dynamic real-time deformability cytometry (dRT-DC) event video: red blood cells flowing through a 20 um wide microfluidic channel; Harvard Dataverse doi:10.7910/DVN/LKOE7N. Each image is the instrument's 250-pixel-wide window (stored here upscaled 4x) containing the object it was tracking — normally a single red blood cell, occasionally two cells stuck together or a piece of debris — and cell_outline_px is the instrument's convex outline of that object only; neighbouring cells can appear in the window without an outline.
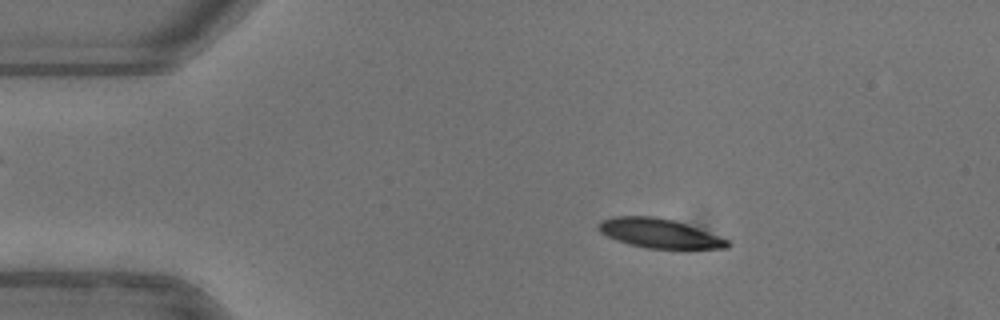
{"species": "common noctule bat (a hibernating species)", "species_latin": "Nyctalus noctula", "temperature_condition": "warm", "stored_images_in_passage": 53, "camera_frame_rate_fps": 3000, "um_per_image_px": 0.085, "animal": {"sex": "female"}, "frame": {"image": 1, "passage_image": 10, "time_ms": 3.0, "image_size_px": [1000, 320], "cell_outline_px": [[732, 244], [728, 248], [648, 248], [628, 244], [616, 240], [600, 232], [596, 228], [596, 224], [600, 220], [612, 216], [652, 216], [672, 220], [696, 228], [728, 240]], "centroid_in_image_um": [55.95, 19.82], "position_along_channel_um": 29.1, "area_um2": 21.73}}
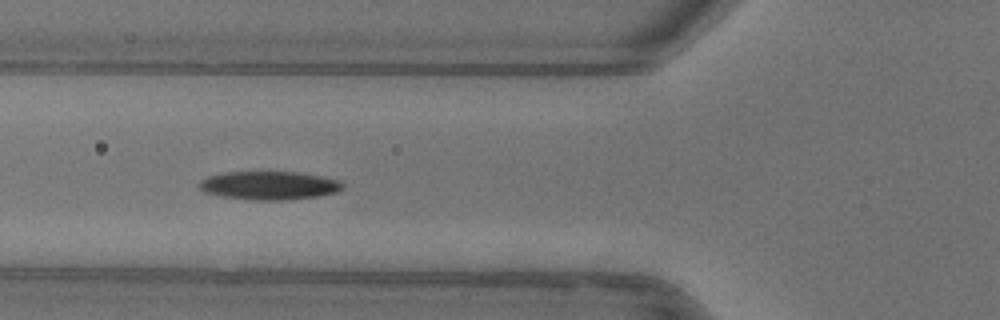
{"frame": {"image": 2, "passage_image": 20, "time_ms": 6.333, "image_size_px": [1000, 320], "cell_outline_px": [[344, 188], [336, 192], [316, 196], [280, 200], [252, 200], [224, 196], [204, 192], [200, 188], [200, 180], [208, 176], [224, 172], [296, 172], [320, 176], [336, 180], [344, 184]], "centroid_in_image_um": [22.86, 15.76], "position_along_channel_um": 102.9, "area_um2": 23.41}}
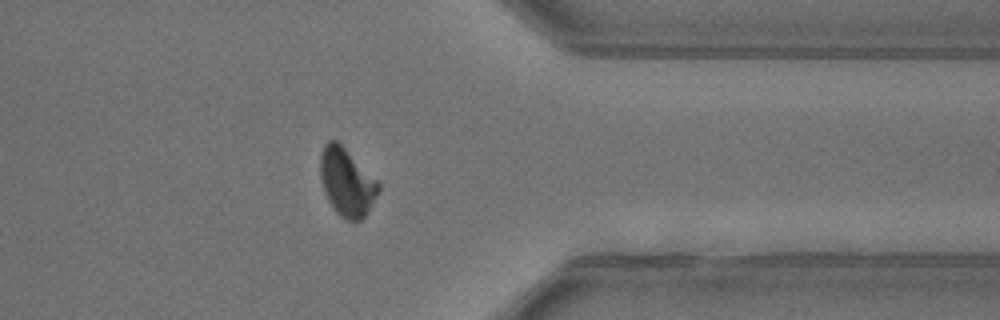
{"frame": {"image": 3, "passage_image": 42, "time_ms": 13.667, "image_size_px": [1000, 320], "cell_outline_px": [[380, 188], [368, 212], [360, 220], [348, 220], [340, 216], [336, 212], [328, 200], [324, 192], [320, 176], [320, 156], [324, 144], [328, 140], [336, 140], [380, 184]], "centroid_in_image_um": [29.45, 15.49], "position_along_channel_um": 382.0, "area_um2": 22.54}, "authors_computed_cell_mechanics": {"area_um2": 23.3512, "velocity_mm_per_s": 3.9577, "shape_relaxation_time_tau1_ms": 5.0333, "shape_relaxation_time_tau2_ms": null, "deformation_change_tau1": 0.1833, "deformation_change_tau2": null}}